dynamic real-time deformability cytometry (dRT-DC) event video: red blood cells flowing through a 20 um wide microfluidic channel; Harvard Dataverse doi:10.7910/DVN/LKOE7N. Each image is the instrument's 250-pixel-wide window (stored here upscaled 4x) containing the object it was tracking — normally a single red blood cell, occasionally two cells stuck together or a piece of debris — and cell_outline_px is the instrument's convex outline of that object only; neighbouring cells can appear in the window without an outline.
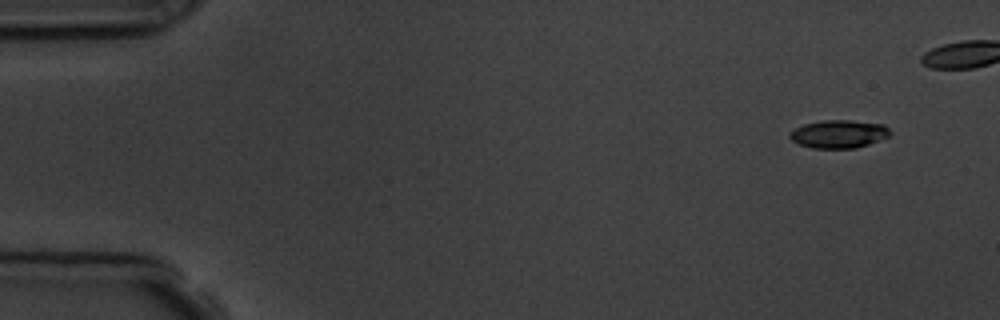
{"species": "common noctule bat (a hibernating species)", "species_latin": "Nyctalus noctula", "temperature_condition": "room temperature", "stored_images_in_passage": 13, "camera_frame_rate_fps": 3000, "um_per_image_px": 0.085, "animal": {"sex": "male", "body_mass_g": 19.5, "forearm_length_mm": 54.6}, "frame": {"image": 1, "passage_image": 1, "time_ms": 0.0, "image_size_px": [1000, 320], "cell_outline_px": [[892, 132], [888, 136], [868, 144], [856, 148], [812, 148], [800, 144], [792, 140], [788, 136], [796, 128], [804, 124], [824, 120], [848, 120], [884, 124]], "centroid_in_image_um": [71.31, 11.39], "position_along_channel_um": 13.7, "area_um2": 16.18}}